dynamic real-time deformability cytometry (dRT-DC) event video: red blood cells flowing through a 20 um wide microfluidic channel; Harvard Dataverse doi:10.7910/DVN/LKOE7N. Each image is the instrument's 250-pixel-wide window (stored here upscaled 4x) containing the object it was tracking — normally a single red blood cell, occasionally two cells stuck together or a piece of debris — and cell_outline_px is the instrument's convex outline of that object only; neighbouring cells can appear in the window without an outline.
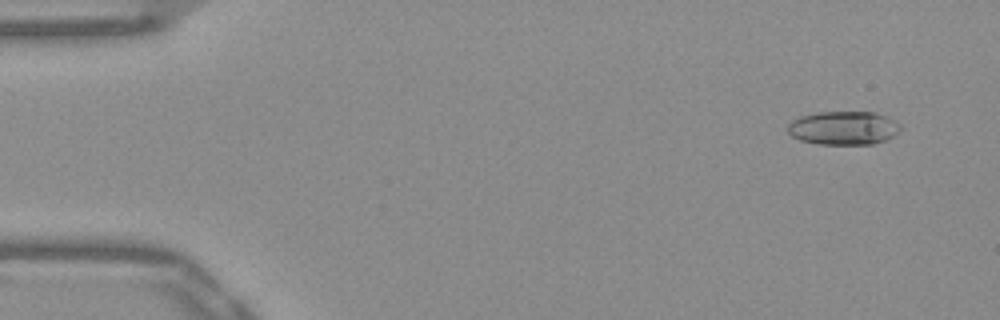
{"species": "Egyptian fruit bat (a non-hibernating species)", "species_latin": "Rousettus aegyptiacus", "temperature_condition": "warm", "stored_images_in_passage": 53, "camera_frame_rate_fps": 3000, "um_per_image_px": 0.085, "frame": {"image": 1, "passage_image": 4, "time_ms": 1.0, "image_size_px": [1000, 320], "cell_outline_px": [[904, 128], [900, 132], [884, 140], [872, 144], [820, 144], [800, 140], [792, 136], [788, 132], [788, 124], [792, 120], [800, 116], [816, 112], [876, 112], [888, 116], [900, 124]], "centroid_in_image_um": [71.73, 10.87], "position_along_channel_um": 13.3, "area_um2": 22.25}}
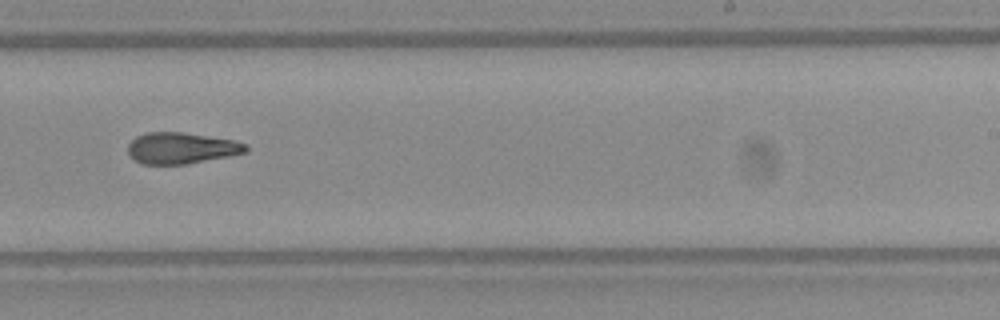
{"frame": {"image": 2, "passage_image": 33, "time_ms": 10.667, "image_size_px": [1000, 320], "cell_outline_px": [[248, 152], [188, 164], [140, 164], [128, 152], [128, 144], [136, 136], [144, 132], [180, 132], [232, 140], [248, 144]], "centroid_in_image_um": [15.41, 12.59], "position_along_channel_um": 273.6, "area_um2": 21.39}}
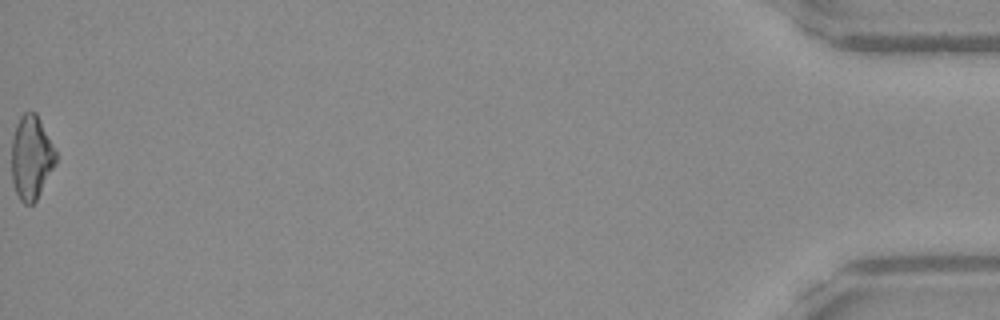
{"frame": {"image": 3, "passage_image": 53, "time_ms": 17.333, "image_size_px": [1000, 320], "cell_outline_px": [[56, 164], [36, 200], [32, 204], [24, 204], [20, 200], [16, 192], [12, 180], [12, 140], [16, 124], [20, 116], [24, 112], [36, 112], [56, 152]], "centroid_in_image_um": [2.65, 13.39], "position_along_channel_um": 432.5, "area_um2": 21.44}, "authors_computed_cell_mechanics": {"area_um2": 21.9062, "velocity_mm_per_s": 3.9033, "shape_relaxation_time_tau1_ms": 7.6099, "shape_relaxation_time_tau2_ms": 4.2193, "deformation_change_tau1": 0.2153, "deformation_change_tau2": 0.1504}}